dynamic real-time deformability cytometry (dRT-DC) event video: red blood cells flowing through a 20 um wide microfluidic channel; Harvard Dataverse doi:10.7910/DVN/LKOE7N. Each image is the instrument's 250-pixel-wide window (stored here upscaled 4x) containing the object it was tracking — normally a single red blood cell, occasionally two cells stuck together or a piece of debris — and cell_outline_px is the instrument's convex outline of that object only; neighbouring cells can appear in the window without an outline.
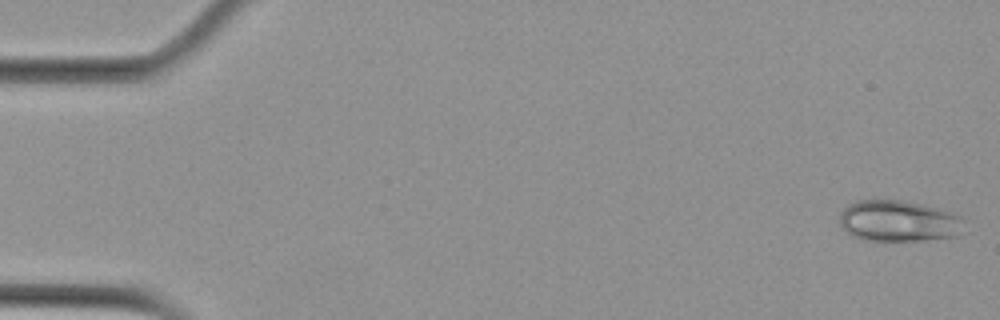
{"species": "Egyptian fruit bat (a non-hibernating species)", "species_latin": "Rousettus aegyptiacus", "temperature_condition": "cold", "stored_images_in_passage": 6, "camera_frame_rate_fps": 3000, "um_per_image_px": 0.085, "animal": {"sex": "female"}, "frame": {"image": 1, "passage_image": 1, "time_ms": 0.0, "image_size_px": [1000, 320], "cell_outline_px": [[968, 232], [956, 236], [924, 240], [860, 240], [852, 236], [840, 224], [840, 212], [848, 204], [856, 200], [900, 200], [920, 204], [936, 208], [960, 216], [964, 220]], "centroid_in_image_um": [76.42, 18.8], "position_along_channel_um": 8.6, "area_um2": 30.11}}